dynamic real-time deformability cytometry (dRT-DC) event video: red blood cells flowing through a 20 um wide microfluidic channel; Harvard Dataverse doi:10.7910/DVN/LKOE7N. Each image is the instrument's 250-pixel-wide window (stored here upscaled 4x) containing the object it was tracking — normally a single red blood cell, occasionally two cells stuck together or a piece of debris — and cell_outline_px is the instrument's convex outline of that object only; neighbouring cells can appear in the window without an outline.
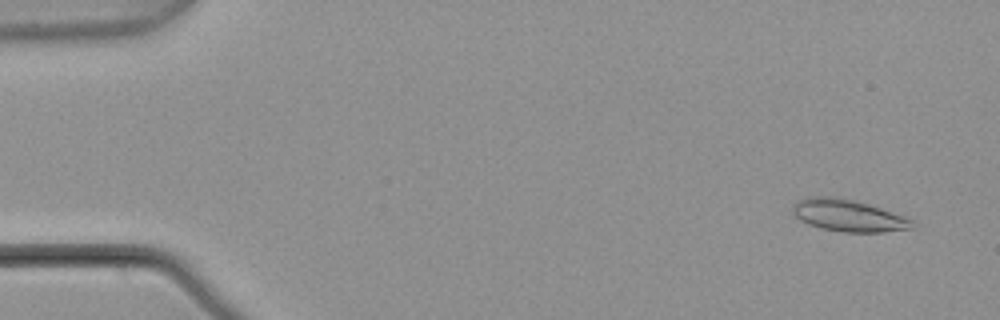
{"species": "common noctule bat (a hibernating species)", "species_latin": "Nyctalus noctula", "temperature_condition": "warm", "stored_images_in_passage": 6, "camera_frame_rate_fps": 3000, "um_per_image_px": 0.085, "animal": {"sex": "male", "body_mass_g": 21.5, "forearm_length_mm": 52.0}, "frame": {"image": 1, "passage_image": 1, "time_ms": 0.0, "image_size_px": [1000, 320], "cell_outline_px": [[916, 224], [912, 228], [884, 232], [844, 232], [820, 228], [808, 224], [800, 220], [792, 212], [792, 208], [796, 200], [808, 196], [832, 196], [852, 200], [868, 204], [904, 216], [912, 220]], "centroid_in_image_um": [72.07, 18.32], "position_along_channel_um": 12.9, "area_um2": 22.25}}
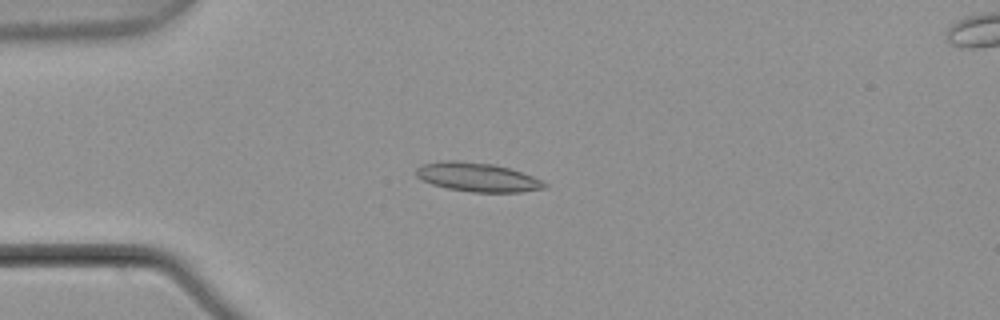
{"frame": {"image": 2, "passage_image": 4, "time_ms": 1.0, "image_size_px": [1000, 320], "cell_outline_px": [[548, 184], [544, 188], [520, 192], [472, 192], [448, 188], [432, 184], [416, 176], [416, 168], [424, 164], [444, 160], [460, 160], [492, 164], [508, 168], [532, 176]], "centroid_in_image_um": [40.56, 15.05], "position_along_channel_um": 44.4, "area_um2": 21.39}}
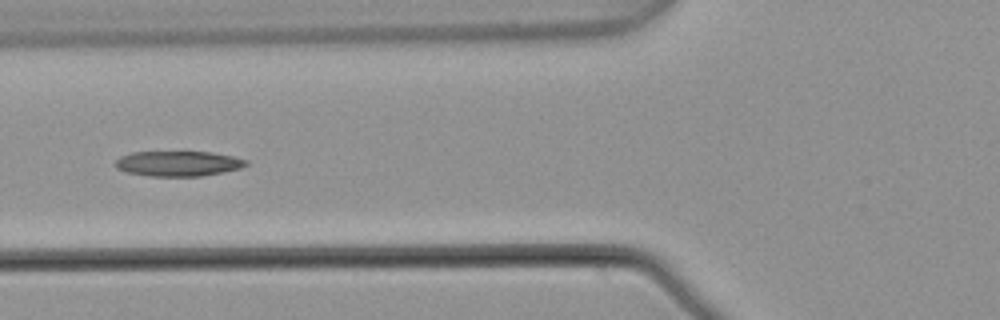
{"frame": {"image": 3, "passage_image": 6, "time_ms": 1.667, "image_size_px": [1000, 320], "cell_outline_px": [[248, 164], [240, 168], [224, 172], [200, 176], [148, 176], [128, 172], [116, 168], [112, 164], [120, 156], [132, 152], [212, 152], [232, 156], [248, 160]], "centroid_in_image_um": [15.13, 13.9], "position_along_channel_um": 110.7, "area_um2": 19.25}}